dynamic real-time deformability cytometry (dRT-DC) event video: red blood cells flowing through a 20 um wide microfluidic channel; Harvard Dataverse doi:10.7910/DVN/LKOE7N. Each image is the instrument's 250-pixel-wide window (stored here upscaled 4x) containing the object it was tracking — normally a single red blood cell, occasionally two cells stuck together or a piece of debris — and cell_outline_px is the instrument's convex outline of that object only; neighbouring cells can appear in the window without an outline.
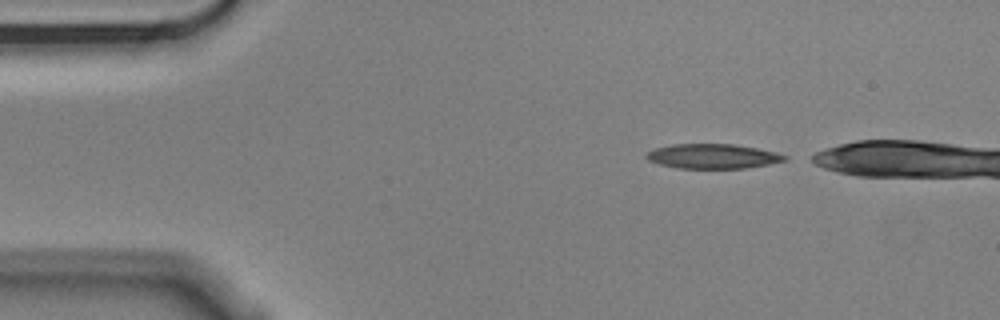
{"species": "Egyptian fruit bat (a non-hibernating species)", "species_latin": "Rousettus aegyptiacus", "temperature_condition": "cold", "stored_images_in_passage": 4, "camera_frame_rate_fps": 3000, "um_per_image_px": 0.085, "animal": {"sex": "male"}, "frame": {"image": 1, "passage_image": 1, "time_ms": 0.0, "image_size_px": [1000, 320], "cell_outline_px": [[788, 160], [768, 164], [744, 168], [676, 168], [660, 164], [648, 160], [644, 156], [648, 152], [656, 148], [672, 144], [732, 144], [756, 148], [776, 152], [788, 156]], "centroid_in_image_um": [60.59, 13.28], "position_along_channel_um": 24.4, "area_um2": 19.77}}
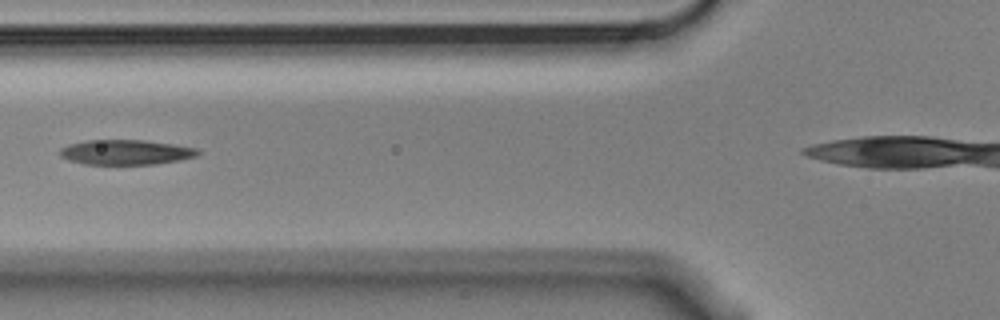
{"frame": {"image": 2, "passage_image": 4, "time_ms": 1.0, "image_size_px": [1000, 320], "cell_outline_px": [[200, 152], [196, 156], [180, 160], [156, 164], [84, 164], [68, 160], [60, 156], [60, 148], [68, 144], [88, 140], [144, 140], [200, 148]], "centroid_in_image_um": [10.7, 12.94], "position_along_channel_um": 115.1, "area_um2": 20.11}}